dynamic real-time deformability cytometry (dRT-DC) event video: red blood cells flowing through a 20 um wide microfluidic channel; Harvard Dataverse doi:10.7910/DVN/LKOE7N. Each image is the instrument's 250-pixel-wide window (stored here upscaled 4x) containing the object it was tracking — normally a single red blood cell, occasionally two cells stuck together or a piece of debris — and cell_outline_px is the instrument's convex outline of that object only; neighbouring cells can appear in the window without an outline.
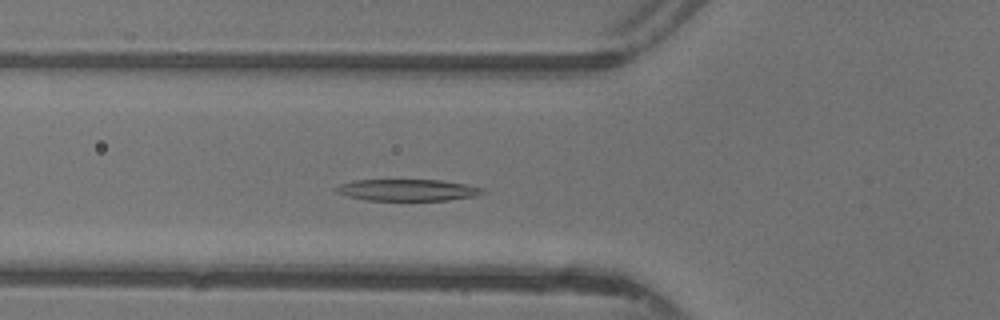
{"species": "common noctule bat (a hibernating species)", "species_latin": "Nyctalus noctula", "temperature_condition": "warm", "stored_images_in_passage": 24, "camera_frame_rate_fps": 3000, "um_per_image_px": 0.085, "animal": {"sex": "female"}, "frame": {"image": 1, "passage_image": 9, "time_ms": 2.667, "image_size_px": [1000, 320], "cell_outline_px": [[484, 192], [476, 196], [448, 200], [364, 200], [348, 196], [336, 192], [332, 188], [340, 184], [352, 180], [440, 180], [468, 184], [484, 188]], "centroid_in_image_um": [34.62, 16.15], "position_along_channel_um": 91.2, "area_um2": 18.55}}
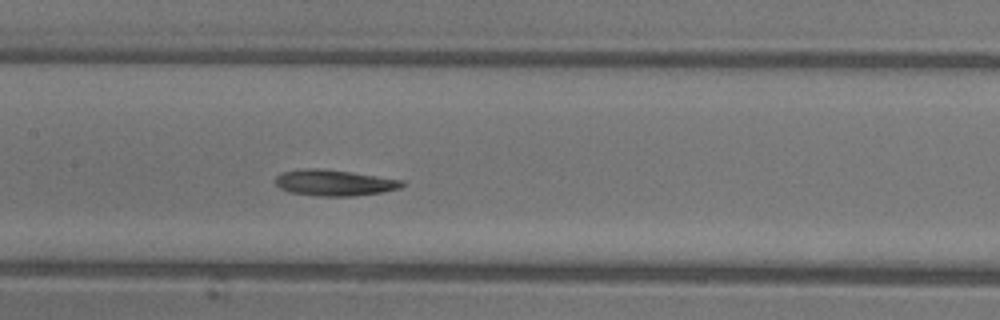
{"frame": {"image": 2, "passage_image": 15, "time_ms": 4.667, "image_size_px": [1000, 320], "cell_outline_px": [[404, 184], [400, 188], [384, 192], [356, 196], [316, 196], [292, 192], [280, 188], [272, 180], [280, 172], [300, 168], [320, 168], [404, 180]], "centroid_in_image_um": [28.37, 15.53], "position_along_channel_um": 179.0, "area_um2": 19.36}}
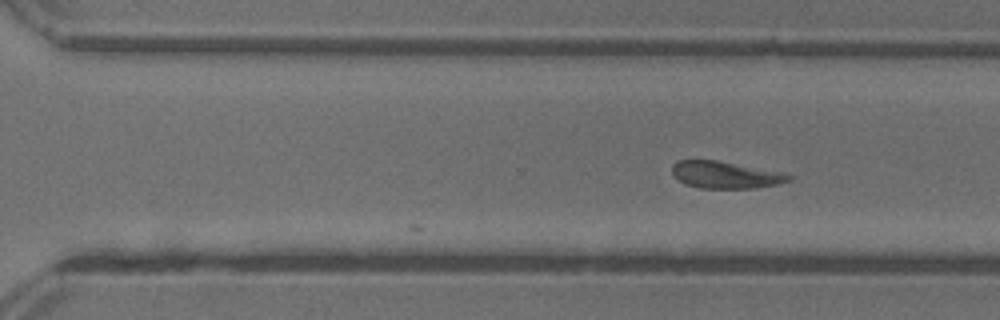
{"frame": {"image": 3, "passage_image": 24, "time_ms": 7.667, "image_size_px": [1000, 320], "cell_outline_px": [[792, 180], [776, 184], [756, 188], [700, 188], [684, 184], [672, 172], [672, 164], [676, 160], [716, 160], [784, 172], [792, 176]], "centroid_in_image_um": [61.67, 14.86], "position_along_channel_um": 308.9, "area_um2": 18.38}}